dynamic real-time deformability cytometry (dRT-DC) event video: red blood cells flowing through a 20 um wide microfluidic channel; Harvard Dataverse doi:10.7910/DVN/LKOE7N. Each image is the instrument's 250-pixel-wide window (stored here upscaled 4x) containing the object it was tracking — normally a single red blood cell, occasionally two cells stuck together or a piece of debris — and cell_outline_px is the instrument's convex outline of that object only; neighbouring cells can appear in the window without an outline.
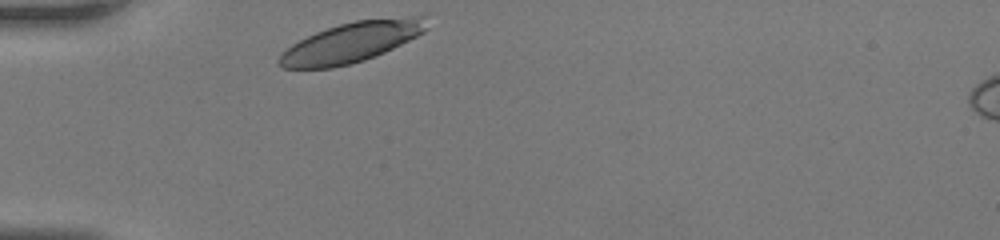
{"species": "human", "species_latin": "Homo sapiens", "temperature_condition": "room temperature", "stored_images_in_passage": 29, "camera_frame_rate_fps": 3000, "um_per_image_px": 0.085, "donor": {"sex": "female"}, "frame": {"image": 1, "passage_image": 1, "time_ms": 0.0, "image_size_px": [1000, 240], "cell_outline_px": [[428, 28], [424, 32], [384, 52], [364, 60], [332, 68], [284, 68], [276, 64], [276, 60], [280, 52], [292, 44], [316, 32], [340, 24], [356, 20], [416, 16], [424, 16]], "centroid_in_image_um": [29.81, 3.6], "position_along_channel_um": 55.2, "area_um2": 34.16}}
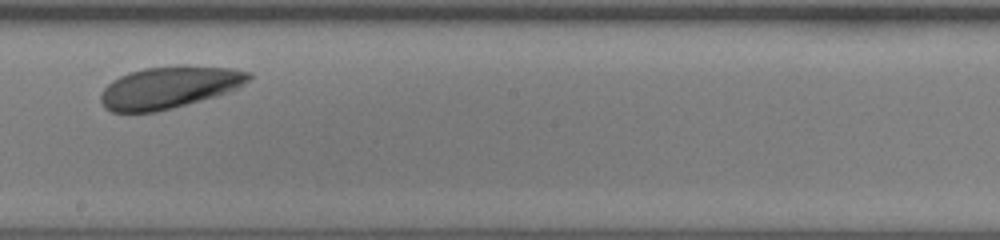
{"frame": {"image": 2, "passage_image": 17, "time_ms": 5.333, "image_size_px": [1000, 240], "cell_outline_px": [[252, 76], [240, 88], [232, 92], [172, 108], [156, 112], [112, 112], [104, 108], [100, 100], [100, 92], [112, 80], [120, 76], [144, 68], [184, 64], [232, 68], [252, 72]], "centroid_in_image_um": [14.43, 7.41], "position_along_channel_um": 233.8, "area_um2": 36.82}}
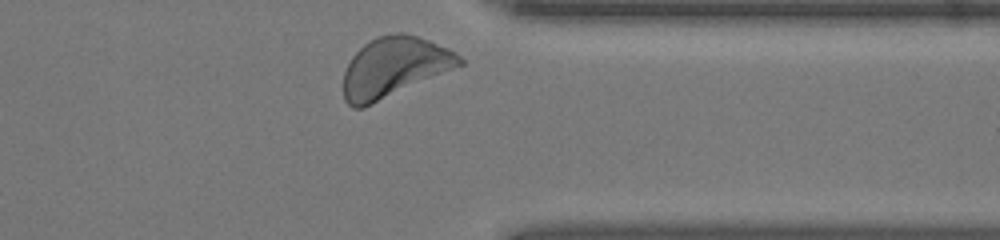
{"frame": {"image": 3, "passage_image": 29, "time_ms": 9.333, "image_size_px": [1000, 240], "cell_outline_px": [[464, 64], [364, 108], [352, 108], [344, 100], [344, 72], [352, 56], [368, 40], [380, 36], [396, 32], [404, 32], [428, 40], [448, 48], [460, 56], [464, 60]], "centroid_in_image_um": [33.49, 5.72], "position_along_channel_um": 377.9, "area_um2": 40.4}, "authors_computed_cell_mechanics": {"area_um2": 35.7204, "velocity_mm_per_s": 3.6505, "shape_relaxation_time_tau1_ms": 3.472, "shape_relaxation_time_tau2_ms": null, "deformation_change_tau1": 0.128, "deformation_change_tau2": null}}